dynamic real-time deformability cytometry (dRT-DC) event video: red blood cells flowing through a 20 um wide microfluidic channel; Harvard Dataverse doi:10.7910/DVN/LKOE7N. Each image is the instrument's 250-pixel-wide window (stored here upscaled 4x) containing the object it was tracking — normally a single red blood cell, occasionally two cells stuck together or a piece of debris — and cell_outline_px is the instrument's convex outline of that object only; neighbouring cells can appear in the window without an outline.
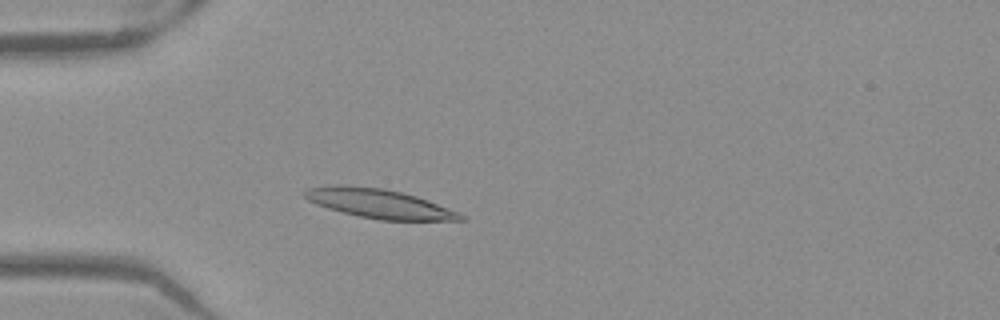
{"species": "Egyptian fruit bat (a non-hibernating species)", "species_latin": "Rousettus aegyptiacus", "temperature_condition": "warm", "stored_images_in_passage": 46, "camera_frame_rate_fps": 3000, "um_per_image_px": 0.085, "frame": {"image": 1, "passage_image": 9, "time_ms": 2.667, "image_size_px": [1000, 320], "cell_outline_px": [[468, 220], [380, 220], [360, 216], [328, 208], [316, 204], [308, 200], [300, 192], [308, 188], [328, 184], [344, 184], [384, 188], [416, 196], [428, 200], [460, 212], [468, 216]], "centroid_in_image_um": [32.23, 17.29], "position_along_channel_um": 52.8, "area_um2": 26.82}}
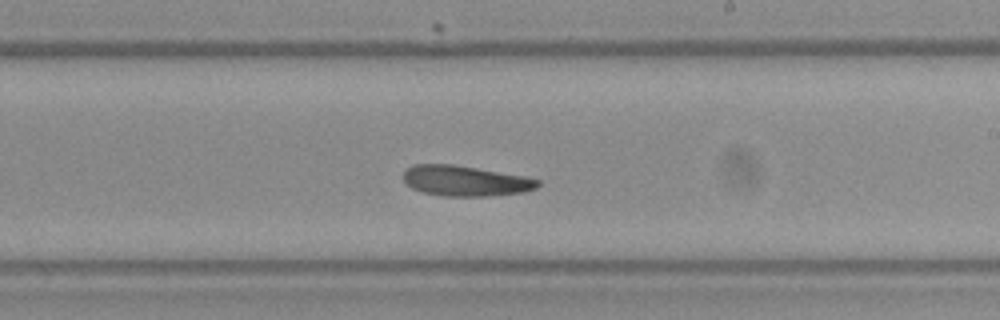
{"frame": {"image": 2, "passage_image": 25, "time_ms": 8.0, "image_size_px": [1000, 320], "cell_outline_px": [[540, 184], [536, 188], [524, 192], [484, 196], [444, 196], [424, 192], [412, 188], [404, 180], [404, 168], [412, 164], [452, 164], [524, 176], [540, 180]], "centroid_in_image_um": [39.53, 15.36], "position_along_channel_um": 249.5, "area_um2": 23.7}}
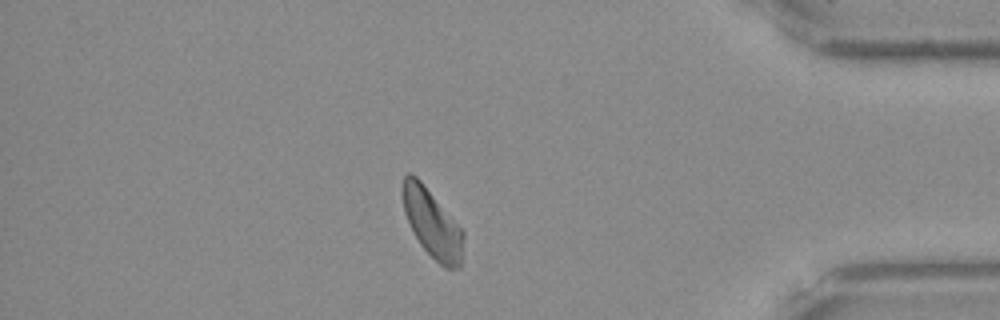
{"frame": {"image": 3, "passage_image": 39, "time_ms": 12.667, "image_size_px": [1000, 320], "cell_outline_px": [[464, 236], [460, 268], [444, 268], [420, 244], [404, 212], [400, 192], [400, 188], [404, 176], [408, 172], [412, 172], [420, 180], [464, 232]], "centroid_in_image_um": [36.7, 18.95], "position_along_channel_um": 398.5, "area_um2": 23.93}, "authors_computed_cell_mechanics": {"area_um2": 24.2182, "velocity_mm_per_s": 3.8971, "shape_relaxation_time_tau1_ms": null, "shape_relaxation_time_tau2_ms": 4.27, "deformation_change_tau1": null, "deformation_change_tau2": 0.1063}}